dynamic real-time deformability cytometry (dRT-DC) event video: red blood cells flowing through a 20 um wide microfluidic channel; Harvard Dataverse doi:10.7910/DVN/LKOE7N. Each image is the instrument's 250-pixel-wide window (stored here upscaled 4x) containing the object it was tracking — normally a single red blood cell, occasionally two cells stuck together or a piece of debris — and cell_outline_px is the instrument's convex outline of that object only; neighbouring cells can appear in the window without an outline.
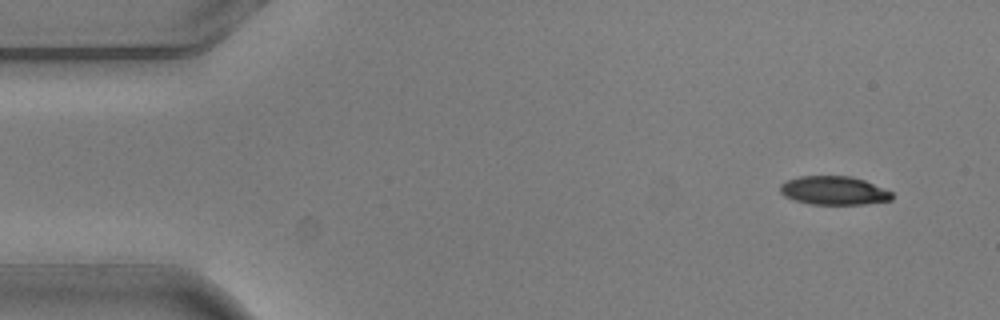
{"species": "common noctule bat (a hibernating species)", "species_latin": "Nyctalus noctula", "temperature_condition": "warm", "stored_images_in_passage": 4, "camera_frame_rate_fps": 3000, "um_per_image_px": 0.085, "animal": {"sex": "male", "body_mass_g": 20.5, "forearm_length_mm": 52.5}, "frame": {"image": 1, "passage_image": 1, "time_ms": 0.0, "image_size_px": [1000, 320], "cell_outline_px": [[892, 200], [864, 204], [808, 204], [792, 200], [784, 196], [780, 192], [780, 184], [788, 180], [800, 176], [852, 176], [864, 180], [892, 192]], "centroid_in_image_um": [70.85, 16.2], "position_along_channel_um": 14.2, "area_um2": 18.67}}
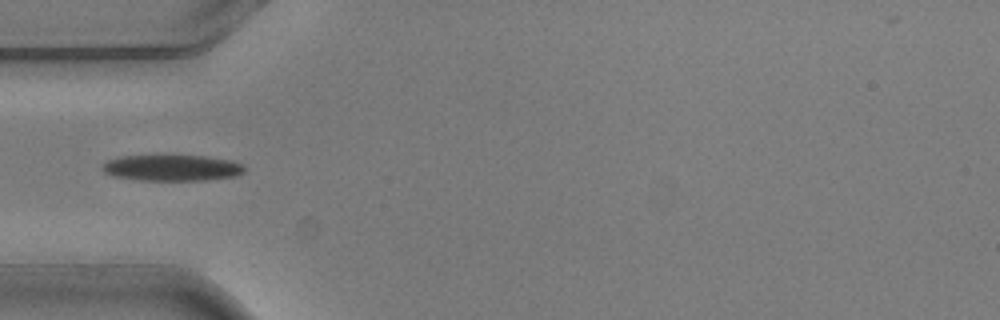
{"frame": {"image": 2, "passage_image": 4, "time_ms": 1.0, "image_size_px": [1000, 320], "cell_outline_px": [[244, 172], [236, 176], [204, 180], [140, 180], [116, 176], [104, 172], [100, 168], [108, 160], [120, 156], [204, 156], [232, 160], [240, 164], [244, 168]], "centroid_in_image_um": [14.62, 14.27], "position_along_channel_um": 70.4, "area_um2": 21.33}}